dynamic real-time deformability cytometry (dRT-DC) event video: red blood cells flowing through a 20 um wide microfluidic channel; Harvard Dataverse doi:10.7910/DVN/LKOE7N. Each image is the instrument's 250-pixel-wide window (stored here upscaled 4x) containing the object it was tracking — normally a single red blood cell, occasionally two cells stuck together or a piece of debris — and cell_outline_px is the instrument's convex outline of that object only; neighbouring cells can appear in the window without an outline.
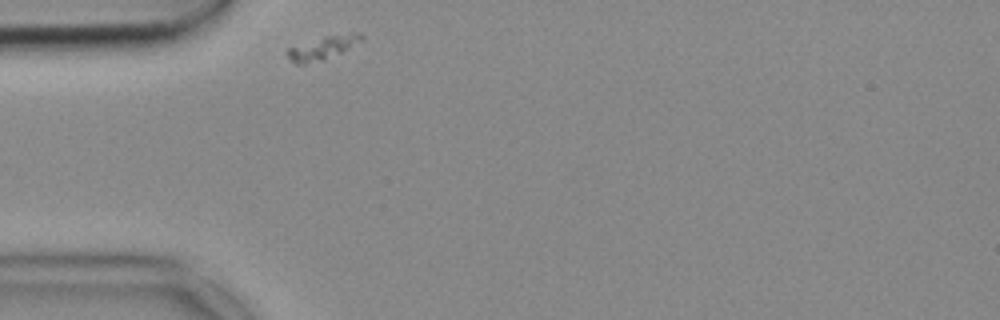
{"species": "common noctule bat (a hibernating species)", "species_latin": "Nyctalus noctula", "temperature_condition": "cold", "stored_images_in_passage": 32, "camera_frame_rate_fps": 3000, "um_per_image_px": 0.085, "animal": {"sex": "female", "body_mass_g": 18.4}, "frame": {"image": 1, "passage_image": 1, "time_ms": 0.0, "image_size_px": [1000, 320], "cell_outline_px": [[364, 40], [324, 60], [304, 64], [296, 64], [284, 52], [288, 48], [324, 36], [352, 32], [360, 32], [364, 36]], "centroid_in_image_um": [27.46, 4.04], "position_along_channel_um": 57.5, "area_um2": 10.06}}
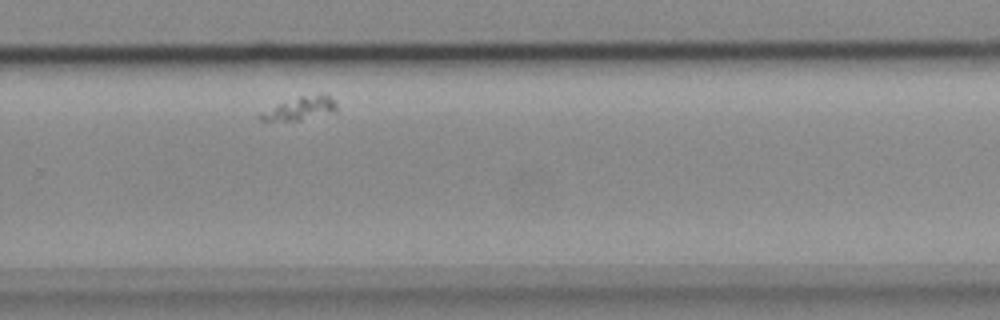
{"frame": {"image": 2, "passage_image": 24, "time_ms": 7.667, "image_size_px": [1000, 320], "cell_outline_px": [[336, 108], [332, 112], [300, 120], [260, 120], [260, 112], [300, 96], [320, 92], [332, 96], [336, 104]], "centroid_in_image_um": [25.58, 9.18], "position_along_channel_um": 304.2, "area_um2": 10.0}}
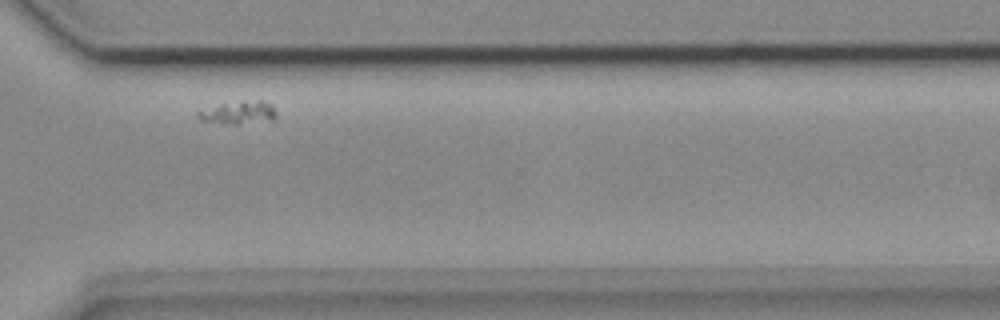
{"frame": {"image": 3, "passage_image": 28, "time_ms": 9.0, "image_size_px": [1000, 320], "cell_outline_px": [[276, 116], [272, 120], [236, 124], [224, 124], [200, 120], [196, 116], [196, 112], [220, 104], [260, 100], [264, 100], [272, 104], [276, 112]], "centroid_in_image_um": [20.29, 9.58], "position_along_channel_um": 350.3, "area_um2": 10.35}}